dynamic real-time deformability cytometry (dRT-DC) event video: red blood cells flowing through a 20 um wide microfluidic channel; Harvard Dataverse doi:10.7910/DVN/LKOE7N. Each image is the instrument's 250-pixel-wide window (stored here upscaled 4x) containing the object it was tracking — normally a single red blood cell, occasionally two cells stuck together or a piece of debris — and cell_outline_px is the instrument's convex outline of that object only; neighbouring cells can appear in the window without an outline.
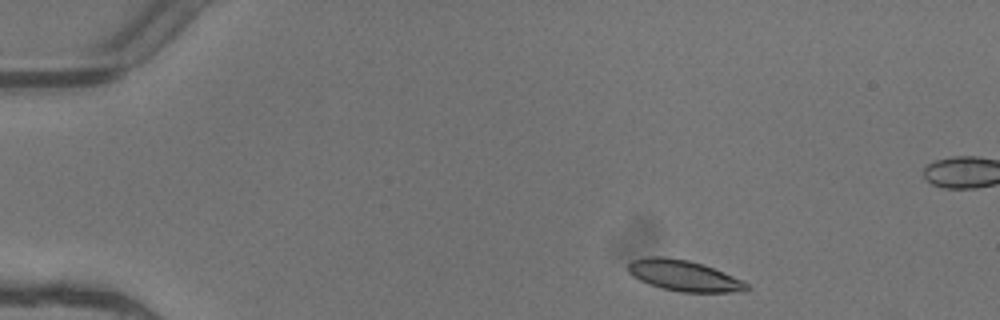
{"species": "common noctule bat (a hibernating species)", "species_latin": "Nyctalus noctula", "temperature_condition": "warm", "stored_images_in_passage": 4, "camera_frame_rate_fps": 3000, "um_per_image_px": 0.085, "animal": {"sex": "female"}, "frame": {"image": 1, "passage_image": 1, "time_ms": 0.0, "image_size_px": [1000, 320], "cell_outline_px": [[752, 288], [744, 292], [680, 292], [660, 288], [648, 284], [632, 276], [628, 272], [628, 264], [632, 260], [644, 256], [660, 256], [688, 260], [704, 264], [732, 276], [748, 284]], "centroid_in_image_um": [58.11, 23.43], "position_along_channel_um": 26.9, "area_um2": 21.5}}